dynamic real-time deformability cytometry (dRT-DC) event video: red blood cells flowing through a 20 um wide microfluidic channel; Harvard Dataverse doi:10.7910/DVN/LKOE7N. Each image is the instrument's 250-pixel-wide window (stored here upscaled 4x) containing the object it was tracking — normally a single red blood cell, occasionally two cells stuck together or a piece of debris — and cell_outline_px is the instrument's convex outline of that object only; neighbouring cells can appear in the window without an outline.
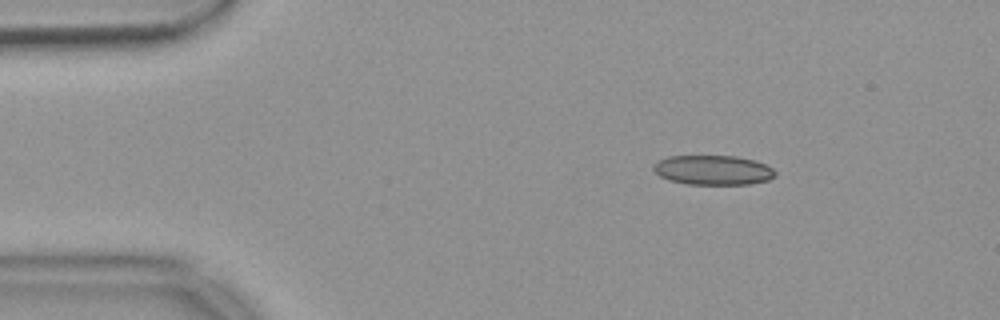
{"species": "common noctule bat (a hibernating species)", "species_latin": "Nyctalus noctula", "temperature_condition": "warm", "stored_images_in_passage": 48, "camera_frame_rate_fps": 3000, "um_per_image_px": 0.085, "animal": {"sex": "female", "body_mass_g": 18.4}, "frame": {"image": 1, "passage_image": 1, "time_ms": 0.0, "image_size_px": [1000, 320], "cell_outline_px": [[776, 176], [768, 180], [748, 184], [688, 184], [668, 180], [660, 176], [652, 168], [660, 160], [668, 156], [736, 156], [756, 160], [772, 168], [776, 172]], "centroid_in_image_um": [60.64, 14.45], "position_along_channel_um": 24.4, "area_um2": 20.92}}
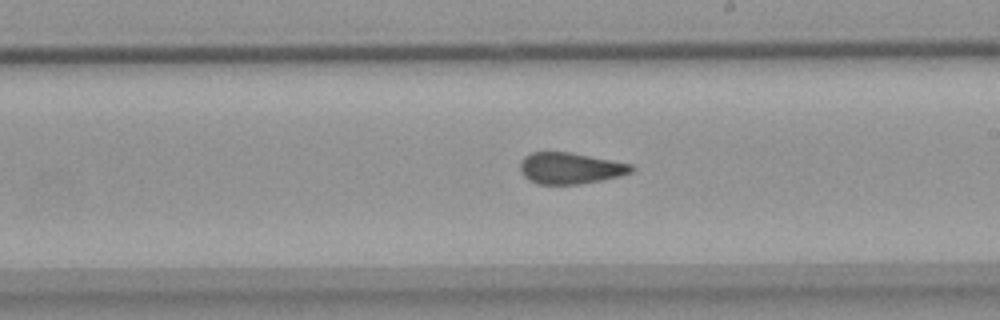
{"frame": {"image": 2, "passage_image": 24, "time_ms": 7.667, "image_size_px": [1000, 320], "cell_outline_px": [[636, 168], [632, 172], [620, 176], [580, 184], [536, 184], [528, 180], [520, 172], [520, 160], [524, 156], [532, 152], [572, 152], [632, 164]], "centroid_in_image_um": [48.46, 14.29], "position_along_channel_um": 240.5, "area_um2": 20.52}}
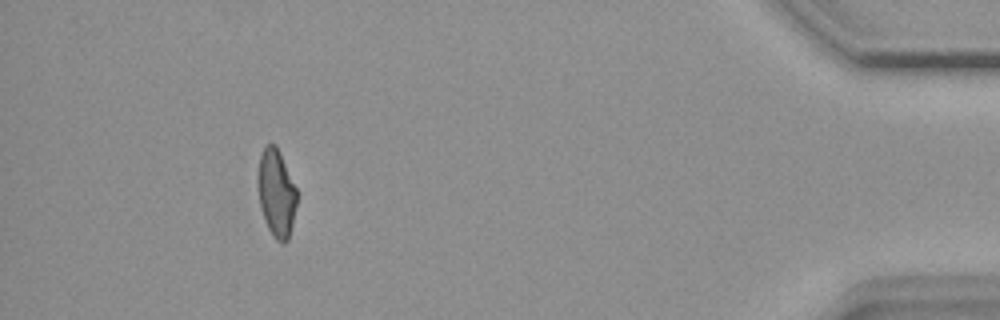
{"frame": {"image": 3, "passage_image": 43, "time_ms": 14.0, "image_size_px": [1000, 320], "cell_outline_px": [[296, 204], [292, 224], [288, 240], [284, 244], [280, 244], [276, 240], [268, 228], [264, 220], [260, 204], [256, 184], [256, 176], [260, 156], [264, 148], [268, 144], [276, 144], [280, 152], [296, 188]], "centroid_in_image_um": [23.46, 16.41], "position_along_channel_um": 411.7, "area_um2": 20.0}, "authors_computed_cell_mechanics": {"area_um2": 20.9814, "velocity_mm_per_s": 3.6875, "shape_relaxation_time_tau1_ms": null, "shape_relaxation_time_tau2_ms": 1.7426, "deformation_change_tau1": null, "deformation_change_tau2": 0.0823}}